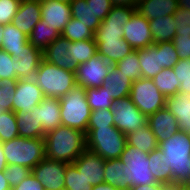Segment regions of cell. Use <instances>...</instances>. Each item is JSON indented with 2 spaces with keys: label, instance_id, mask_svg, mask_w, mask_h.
<instances>
[{
  "label": "cell",
  "instance_id": "ffe728a7",
  "mask_svg": "<svg viewBox=\"0 0 190 190\" xmlns=\"http://www.w3.org/2000/svg\"><path fill=\"white\" fill-rule=\"evenodd\" d=\"M41 14L40 0L22 1L11 24L29 36L41 20Z\"/></svg>",
  "mask_w": 190,
  "mask_h": 190
},
{
  "label": "cell",
  "instance_id": "f35d334b",
  "mask_svg": "<svg viewBox=\"0 0 190 190\" xmlns=\"http://www.w3.org/2000/svg\"><path fill=\"white\" fill-rule=\"evenodd\" d=\"M115 66L133 82L142 78L141 66L136 50L117 62Z\"/></svg>",
  "mask_w": 190,
  "mask_h": 190
},
{
  "label": "cell",
  "instance_id": "cb8c5ba5",
  "mask_svg": "<svg viewBox=\"0 0 190 190\" xmlns=\"http://www.w3.org/2000/svg\"><path fill=\"white\" fill-rule=\"evenodd\" d=\"M38 117L45 134L61 126L59 99L44 97L39 104Z\"/></svg>",
  "mask_w": 190,
  "mask_h": 190
},
{
  "label": "cell",
  "instance_id": "74e56055",
  "mask_svg": "<svg viewBox=\"0 0 190 190\" xmlns=\"http://www.w3.org/2000/svg\"><path fill=\"white\" fill-rule=\"evenodd\" d=\"M61 35L67 38L70 42L94 39V32L82 23H79V21L73 17L65 25Z\"/></svg>",
  "mask_w": 190,
  "mask_h": 190
},
{
  "label": "cell",
  "instance_id": "ba28073f",
  "mask_svg": "<svg viewBox=\"0 0 190 190\" xmlns=\"http://www.w3.org/2000/svg\"><path fill=\"white\" fill-rule=\"evenodd\" d=\"M129 97L147 117L165 107L166 97L155 86L152 79L140 78L134 81Z\"/></svg>",
  "mask_w": 190,
  "mask_h": 190
},
{
  "label": "cell",
  "instance_id": "db71d44e",
  "mask_svg": "<svg viewBox=\"0 0 190 190\" xmlns=\"http://www.w3.org/2000/svg\"><path fill=\"white\" fill-rule=\"evenodd\" d=\"M130 190H163V184L162 183H153V184H147V185H137L130 188Z\"/></svg>",
  "mask_w": 190,
  "mask_h": 190
},
{
  "label": "cell",
  "instance_id": "bcb514c9",
  "mask_svg": "<svg viewBox=\"0 0 190 190\" xmlns=\"http://www.w3.org/2000/svg\"><path fill=\"white\" fill-rule=\"evenodd\" d=\"M114 126V115L111 109L91 111L88 128H103Z\"/></svg>",
  "mask_w": 190,
  "mask_h": 190
},
{
  "label": "cell",
  "instance_id": "f546056e",
  "mask_svg": "<svg viewBox=\"0 0 190 190\" xmlns=\"http://www.w3.org/2000/svg\"><path fill=\"white\" fill-rule=\"evenodd\" d=\"M128 145L138 148L145 153H150L158 149L156 137L148 124L142 126L134 132L126 135Z\"/></svg>",
  "mask_w": 190,
  "mask_h": 190
},
{
  "label": "cell",
  "instance_id": "3957f363",
  "mask_svg": "<svg viewBox=\"0 0 190 190\" xmlns=\"http://www.w3.org/2000/svg\"><path fill=\"white\" fill-rule=\"evenodd\" d=\"M34 80L45 97L57 99L77 85L75 73L59 68L44 59L39 64Z\"/></svg>",
  "mask_w": 190,
  "mask_h": 190
},
{
  "label": "cell",
  "instance_id": "603a6c76",
  "mask_svg": "<svg viewBox=\"0 0 190 190\" xmlns=\"http://www.w3.org/2000/svg\"><path fill=\"white\" fill-rule=\"evenodd\" d=\"M133 81L124 75L115 65H112L108 75L105 77L102 87L110 94L115 101L128 97Z\"/></svg>",
  "mask_w": 190,
  "mask_h": 190
},
{
  "label": "cell",
  "instance_id": "7402d4cb",
  "mask_svg": "<svg viewBox=\"0 0 190 190\" xmlns=\"http://www.w3.org/2000/svg\"><path fill=\"white\" fill-rule=\"evenodd\" d=\"M95 43L97 45V53L111 65H115L134 51L124 38L120 40L104 39V41H95Z\"/></svg>",
  "mask_w": 190,
  "mask_h": 190
},
{
  "label": "cell",
  "instance_id": "91938a15",
  "mask_svg": "<svg viewBox=\"0 0 190 190\" xmlns=\"http://www.w3.org/2000/svg\"><path fill=\"white\" fill-rule=\"evenodd\" d=\"M0 190H11V187L5 178L4 171H0Z\"/></svg>",
  "mask_w": 190,
  "mask_h": 190
},
{
  "label": "cell",
  "instance_id": "44dd1931",
  "mask_svg": "<svg viewBox=\"0 0 190 190\" xmlns=\"http://www.w3.org/2000/svg\"><path fill=\"white\" fill-rule=\"evenodd\" d=\"M165 107L176 117L179 129L190 134V93L166 97Z\"/></svg>",
  "mask_w": 190,
  "mask_h": 190
},
{
  "label": "cell",
  "instance_id": "f5cc1de1",
  "mask_svg": "<svg viewBox=\"0 0 190 190\" xmlns=\"http://www.w3.org/2000/svg\"><path fill=\"white\" fill-rule=\"evenodd\" d=\"M176 77L190 76V58L179 59L177 64L173 67Z\"/></svg>",
  "mask_w": 190,
  "mask_h": 190
},
{
  "label": "cell",
  "instance_id": "4fadbf2b",
  "mask_svg": "<svg viewBox=\"0 0 190 190\" xmlns=\"http://www.w3.org/2000/svg\"><path fill=\"white\" fill-rule=\"evenodd\" d=\"M123 38L134 49L146 48L153 44L149 20L135 11L130 20L124 25Z\"/></svg>",
  "mask_w": 190,
  "mask_h": 190
},
{
  "label": "cell",
  "instance_id": "9a60e30c",
  "mask_svg": "<svg viewBox=\"0 0 190 190\" xmlns=\"http://www.w3.org/2000/svg\"><path fill=\"white\" fill-rule=\"evenodd\" d=\"M105 162L97 153L86 148L72 164L90 185L96 186L104 182Z\"/></svg>",
  "mask_w": 190,
  "mask_h": 190
},
{
  "label": "cell",
  "instance_id": "d6a6232c",
  "mask_svg": "<svg viewBox=\"0 0 190 190\" xmlns=\"http://www.w3.org/2000/svg\"><path fill=\"white\" fill-rule=\"evenodd\" d=\"M70 8L72 17L76 18L79 23H82L93 32L98 29L101 20L95 16L91 5H88L86 0H73L70 3Z\"/></svg>",
  "mask_w": 190,
  "mask_h": 190
},
{
  "label": "cell",
  "instance_id": "5b68a950",
  "mask_svg": "<svg viewBox=\"0 0 190 190\" xmlns=\"http://www.w3.org/2000/svg\"><path fill=\"white\" fill-rule=\"evenodd\" d=\"M59 101L62 125L86 134L91 116V108L86 100V89L76 85Z\"/></svg>",
  "mask_w": 190,
  "mask_h": 190
},
{
  "label": "cell",
  "instance_id": "681fc988",
  "mask_svg": "<svg viewBox=\"0 0 190 190\" xmlns=\"http://www.w3.org/2000/svg\"><path fill=\"white\" fill-rule=\"evenodd\" d=\"M86 2L91 5L95 16L101 21L105 19L114 6L111 0H86Z\"/></svg>",
  "mask_w": 190,
  "mask_h": 190
},
{
  "label": "cell",
  "instance_id": "f6af8a7d",
  "mask_svg": "<svg viewBox=\"0 0 190 190\" xmlns=\"http://www.w3.org/2000/svg\"><path fill=\"white\" fill-rule=\"evenodd\" d=\"M158 53H160L162 69L173 68L179 60L172 41L158 43Z\"/></svg>",
  "mask_w": 190,
  "mask_h": 190
},
{
  "label": "cell",
  "instance_id": "b9f144b4",
  "mask_svg": "<svg viewBox=\"0 0 190 190\" xmlns=\"http://www.w3.org/2000/svg\"><path fill=\"white\" fill-rule=\"evenodd\" d=\"M0 77L2 81H17L16 59L0 49Z\"/></svg>",
  "mask_w": 190,
  "mask_h": 190
},
{
  "label": "cell",
  "instance_id": "7a4b0ae2",
  "mask_svg": "<svg viewBox=\"0 0 190 190\" xmlns=\"http://www.w3.org/2000/svg\"><path fill=\"white\" fill-rule=\"evenodd\" d=\"M162 162L170 166L173 182L190 183V134L179 130L159 143Z\"/></svg>",
  "mask_w": 190,
  "mask_h": 190
},
{
  "label": "cell",
  "instance_id": "f1b7e54d",
  "mask_svg": "<svg viewBox=\"0 0 190 190\" xmlns=\"http://www.w3.org/2000/svg\"><path fill=\"white\" fill-rule=\"evenodd\" d=\"M153 44L172 41L176 35V23L173 15L149 20Z\"/></svg>",
  "mask_w": 190,
  "mask_h": 190
},
{
  "label": "cell",
  "instance_id": "8d00e7d4",
  "mask_svg": "<svg viewBox=\"0 0 190 190\" xmlns=\"http://www.w3.org/2000/svg\"><path fill=\"white\" fill-rule=\"evenodd\" d=\"M86 100L91 111L111 109L114 102L110 94L106 91V88L102 86L99 88L86 89Z\"/></svg>",
  "mask_w": 190,
  "mask_h": 190
},
{
  "label": "cell",
  "instance_id": "7dc6e473",
  "mask_svg": "<svg viewBox=\"0 0 190 190\" xmlns=\"http://www.w3.org/2000/svg\"><path fill=\"white\" fill-rule=\"evenodd\" d=\"M31 174V169L21 165H7L4 170L5 178L7 179L11 189L19 185L26 177Z\"/></svg>",
  "mask_w": 190,
  "mask_h": 190
},
{
  "label": "cell",
  "instance_id": "2e32d148",
  "mask_svg": "<svg viewBox=\"0 0 190 190\" xmlns=\"http://www.w3.org/2000/svg\"><path fill=\"white\" fill-rule=\"evenodd\" d=\"M40 7L41 19L45 24L62 33L72 18L70 4L57 0H40Z\"/></svg>",
  "mask_w": 190,
  "mask_h": 190
},
{
  "label": "cell",
  "instance_id": "277c9868",
  "mask_svg": "<svg viewBox=\"0 0 190 190\" xmlns=\"http://www.w3.org/2000/svg\"><path fill=\"white\" fill-rule=\"evenodd\" d=\"M7 165H21L33 169L46 158L44 138H25L18 136L3 142Z\"/></svg>",
  "mask_w": 190,
  "mask_h": 190
},
{
  "label": "cell",
  "instance_id": "ab89813d",
  "mask_svg": "<svg viewBox=\"0 0 190 190\" xmlns=\"http://www.w3.org/2000/svg\"><path fill=\"white\" fill-rule=\"evenodd\" d=\"M19 136L16 116L13 111L0 115V141L6 142Z\"/></svg>",
  "mask_w": 190,
  "mask_h": 190
},
{
  "label": "cell",
  "instance_id": "680465c9",
  "mask_svg": "<svg viewBox=\"0 0 190 190\" xmlns=\"http://www.w3.org/2000/svg\"><path fill=\"white\" fill-rule=\"evenodd\" d=\"M6 167L7 161L4 155L3 143L0 141V171H4Z\"/></svg>",
  "mask_w": 190,
  "mask_h": 190
},
{
  "label": "cell",
  "instance_id": "1f68e13d",
  "mask_svg": "<svg viewBox=\"0 0 190 190\" xmlns=\"http://www.w3.org/2000/svg\"><path fill=\"white\" fill-rule=\"evenodd\" d=\"M60 35L59 31L45 24V21L41 19L32 29L28 40L34 47L44 51Z\"/></svg>",
  "mask_w": 190,
  "mask_h": 190
},
{
  "label": "cell",
  "instance_id": "d4e9b609",
  "mask_svg": "<svg viewBox=\"0 0 190 190\" xmlns=\"http://www.w3.org/2000/svg\"><path fill=\"white\" fill-rule=\"evenodd\" d=\"M39 104L30 112H15L19 136L44 138L45 133L38 117Z\"/></svg>",
  "mask_w": 190,
  "mask_h": 190
},
{
  "label": "cell",
  "instance_id": "816d5d0a",
  "mask_svg": "<svg viewBox=\"0 0 190 190\" xmlns=\"http://www.w3.org/2000/svg\"><path fill=\"white\" fill-rule=\"evenodd\" d=\"M11 190H45L39 180H37L31 173L19 185L13 187Z\"/></svg>",
  "mask_w": 190,
  "mask_h": 190
},
{
  "label": "cell",
  "instance_id": "4316f807",
  "mask_svg": "<svg viewBox=\"0 0 190 190\" xmlns=\"http://www.w3.org/2000/svg\"><path fill=\"white\" fill-rule=\"evenodd\" d=\"M136 51L139 57L142 78L153 79L162 70L158 44H152Z\"/></svg>",
  "mask_w": 190,
  "mask_h": 190
},
{
  "label": "cell",
  "instance_id": "c3c4849f",
  "mask_svg": "<svg viewBox=\"0 0 190 190\" xmlns=\"http://www.w3.org/2000/svg\"><path fill=\"white\" fill-rule=\"evenodd\" d=\"M20 1L18 0H0V24L6 25L12 23L16 15Z\"/></svg>",
  "mask_w": 190,
  "mask_h": 190
},
{
  "label": "cell",
  "instance_id": "8992f818",
  "mask_svg": "<svg viewBox=\"0 0 190 190\" xmlns=\"http://www.w3.org/2000/svg\"><path fill=\"white\" fill-rule=\"evenodd\" d=\"M86 148L97 153L103 159H119L124 151L126 135L115 126L87 128Z\"/></svg>",
  "mask_w": 190,
  "mask_h": 190
},
{
  "label": "cell",
  "instance_id": "d6986e66",
  "mask_svg": "<svg viewBox=\"0 0 190 190\" xmlns=\"http://www.w3.org/2000/svg\"><path fill=\"white\" fill-rule=\"evenodd\" d=\"M42 59L43 51L28 42L16 59L17 80L33 79Z\"/></svg>",
  "mask_w": 190,
  "mask_h": 190
},
{
  "label": "cell",
  "instance_id": "ee69618b",
  "mask_svg": "<svg viewBox=\"0 0 190 190\" xmlns=\"http://www.w3.org/2000/svg\"><path fill=\"white\" fill-rule=\"evenodd\" d=\"M16 81H3L0 86V115L6 111H13Z\"/></svg>",
  "mask_w": 190,
  "mask_h": 190
},
{
  "label": "cell",
  "instance_id": "11a10c76",
  "mask_svg": "<svg viewBox=\"0 0 190 190\" xmlns=\"http://www.w3.org/2000/svg\"><path fill=\"white\" fill-rule=\"evenodd\" d=\"M180 81L179 92L190 93V76L189 77H177Z\"/></svg>",
  "mask_w": 190,
  "mask_h": 190
},
{
  "label": "cell",
  "instance_id": "e7e4bbea",
  "mask_svg": "<svg viewBox=\"0 0 190 190\" xmlns=\"http://www.w3.org/2000/svg\"><path fill=\"white\" fill-rule=\"evenodd\" d=\"M183 190H190V183L183 184Z\"/></svg>",
  "mask_w": 190,
  "mask_h": 190
},
{
  "label": "cell",
  "instance_id": "94428289",
  "mask_svg": "<svg viewBox=\"0 0 190 190\" xmlns=\"http://www.w3.org/2000/svg\"><path fill=\"white\" fill-rule=\"evenodd\" d=\"M91 190H117V188L115 186H111L110 184L103 182L96 186H92Z\"/></svg>",
  "mask_w": 190,
  "mask_h": 190
},
{
  "label": "cell",
  "instance_id": "ac0fdd59",
  "mask_svg": "<svg viewBox=\"0 0 190 190\" xmlns=\"http://www.w3.org/2000/svg\"><path fill=\"white\" fill-rule=\"evenodd\" d=\"M147 124L155 135L158 144L169 139L180 130L176 117L166 107L150 115Z\"/></svg>",
  "mask_w": 190,
  "mask_h": 190
},
{
  "label": "cell",
  "instance_id": "6f0895ef",
  "mask_svg": "<svg viewBox=\"0 0 190 190\" xmlns=\"http://www.w3.org/2000/svg\"><path fill=\"white\" fill-rule=\"evenodd\" d=\"M163 190H183V183L168 182L163 184Z\"/></svg>",
  "mask_w": 190,
  "mask_h": 190
},
{
  "label": "cell",
  "instance_id": "52a82bcc",
  "mask_svg": "<svg viewBox=\"0 0 190 190\" xmlns=\"http://www.w3.org/2000/svg\"><path fill=\"white\" fill-rule=\"evenodd\" d=\"M148 154L126 143L119 160L126 169V183L130 186L157 183L150 171Z\"/></svg>",
  "mask_w": 190,
  "mask_h": 190
},
{
  "label": "cell",
  "instance_id": "8fae6325",
  "mask_svg": "<svg viewBox=\"0 0 190 190\" xmlns=\"http://www.w3.org/2000/svg\"><path fill=\"white\" fill-rule=\"evenodd\" d=\"M112 65L98 53L85 63L79 64L76 76V84L85 89L99 88L103 85Z\"/></svg>",
  "mask_w": 190,
  "mask_h": 190
},
{
  "label": "cell",
  "instance_id": "30bf717a",
  "mask_svg": "<svg viewBox=\"0 0 190 190\" xmlns=\"http://www.w3.org/2000/svg\"><path fill=\"white\" fill-rule=\"evenodd\" d=\"M136 8L129 6L114 5L105 17L98 29L94 32V41H104V39L120 40L124 35V25L130 20Z\"/></svg>",
  "mask_w": 190,
  "mask_h": 190
},
{
  "label": "cell",
  "instance_id": "003e7915",
  "mask_svg": "<svg viewBox=\"0 0 190 190\" xmlns=\"http://www.w3.org/2000/svg\"><path fill=\"white\" fill-rule=\"evenodd\" d=\"M2 82H3V81H2V79H1V77H0V86L2 85Z\"/></svg>",
  "mask_w": 190,
  "mask_h": 190
},
{
  "label": "cell",
  "instance_id": "d590c367",
  "mask_svg": "<svg viewBox=\"0 0 190 190\" xmlns=\"http://www.w3.org/2000/svg\"><path fill=\"white\" fill-rule=\"evenodd\" d=\"M68 51H70L72 60H75L79 65L87 62L92 56L97 54V45L94 39L70 42Z\"/></svg>",
  "mask_w": 190,
  "mask_h": 190
},
{
  "label": "cell",
  "instance_id": "484cf974",
  "mask_svg": "<svg viewBox=\"0 0 190 190\" xmlns=\"http://www.w3.org/2000/svg\"><path fill=\"white\" fill-rule=\"evenodd\" d=\"M177 9V0H139L136 7V11L148 20L173 15Z\"/></svg>",
  "mask_w": 190,
  "mask_h": 190
},
{
  "label": "cell",
  "instance_id": "9f6ffc18",
  "mask_svg": "<svg viewBox=\"0 0 190 190\" xmlns=\"http://www.w3.org/2000/svg\"><path fill=\"white\" fill-rule=\"evenodd\" d=\"M113 5H117V6H129V7H133L136 8L139 0H111Z\"/></svg>",
  "mask_w": 190,
  "mask_h": 190
},
{
  "label": "cell",
  "instance_id": "4dcf8cb0",
  "mask_svg": "<svg viewBox=\"0 0 190 190\" xmlns=\"http://www.w3.org/2000/svg\"><path fill=\"white\" fill-rule=\"evenodd\" d=\"M104 182L115 186L117 190H130L126 183V169L119 159H108L104 165Z\"/></svg>",
  "mask_w": 190,
  "mask_h": 190
},
{
  "label": "cell",
  "instance_id": "7bdbcfd3",
  "mask_svg": "<svg viewBox=\"0 0 190 190\" xmlns=\"http://www.w3.org/2000/svg\"><path fill=\"white\" fill-rule=\"evenodd\" d=\"M172 43L179 59L190 58V29H176V35Z\"/></svg>",
  "mask_w": 190,
  "mask_h": 190
},
{
  "label": "cell",
  "instance_id": "60d3db41",
  "mask_svg": "<svg viewBox=\"0 0 190 190\" xmlns=\"http://www.w3.org/2000/svg\"><path fill=\"white\" fill-rule=\"evenodd\" d=\"M65 188L68 190H91L92 185L82 174H79L72 163H69L65 169Z\"/></svg>",
  "mask_w": 190,
  "mask_h": 190
},
{
  "label": "cell",
  "instance_id": "03108f58",
  "mask_svg": "<svg viewBox=\"0 0 190 190\" xmlns=\"http://www.w3.org/2000/svg\"><path fill=\"white\" fill-rule=\"evenodd\" d=\"M57 1L64 2V3H67V4H70L73 0H57Z\"/></svg>",
  "mask_w": 190,
  "mask_h": 190
},
{
  "label": "cell",
  "instance_id": "9c48e42d",
  "mask_svg": "<svg viewBox=\"0 0 190 190\" xmlns=\"http://www.w3.org/2000/svg\"><path fill=\"white\" fill-rule=\"evenodd\" d=\"M114 126L125 135L136 131L148 122V117L140 112L130 97L115 100L111 107Z\"/></svg>",
  "mask_w": 190,
  "mask_h": 190
},
{
  "label": "cell",
  "instance_id": "83f0119b",
  "mask_svg": "<svg viewBox=\"0 0 190 190\" xmlns=\"http://www.w3.org/2000/svg\"><path fill=\"white\" fill-rule=\"evenodd\" d=\"M28 42V36L17 27L11 23L4 25L2 50H5L12 57L18 59V54Z\"/></svg>",
  "mask_w": 190,
  "mask_h": 190
},
{
  "label": "cell",
  "instance_id": "e575fe53",
  "mask_svg": "<svg viewBox=\"0 0 190 190\" xmlns=\"http://www.w3.org/2000/svg\"><path fill=\"white\" fill-rule=\"evenodd\" d=\"M149 168L156 182L165 184L173 182V174L170 166H166L161 158V151L159 149L148 154Z\"/></svg>",
  "mask_w": 190,
  "mask_h": 190
},
{
  "label": "cell",
  "instance_id": "be15d7a7",
  "mask_svg": "<svg viewBox=\"0 0 190 190\" xmlns=\"http://www.w3.org/2000/svg\"><path fill=\"white\" fill-rule=\"evenodd\" d=\"M3 31H4V25L0 24V49H2Z\"/></svg>",
  "mask_w": 190,
  "mask_h": 190
},
{
  "label": "cell",
  "instance_id": "e0dca14e",
  "mask_svg": "<svg viewBox=\"0 0 190 190\" xmlns=\"http://www.w3.org/2000/svg\"><path fill=\"white\" fill-rule=\"evenodd\" d=\"M69 46L70 41L60 35L43 51V59L59 68L76 73L78 63L72 60L68 51Z\"/></svg>",
  "mask_w": 190,
  "mask_h": 190
},
{
  "label": "cell",
  "instance_id": "7c38bea8",
  "mask_svg": "<svg viewBox=\"0 0 190 190\" xmlns=\"http://www.w3.org/2000/svg\"><path fill=\"white\" fill-rule=\"evenodd\" d=\"M69 163L44 158L32 170L45 190L65 188V169Z\"/></svg>",
  "mask_w": 190,
  "mask_h": 190
},
{
  "label": "cell",
  "instance_id": "6125c7cd",
  "mask_svg": "<svg viewBox=\"0 0 190 190\" xmlns=\"http://www.w3.org/2000/svg\"><path fill=\"white\" fill-rule=\"evenodd\" d=\"M178 8H184L190 10V0H177Z\"/></svg>",
  "mask_w": 190,
  "mask_h": 190
},
{
  "label": "cell",
  "instance_id": "f907efd6",
  "mask_svg": "<svg viewBox=\"0 0 190 190\" xmlns=\"http://www.w3.org/2000/svg\"><path fill=\"white\" fill-rule=\"evenodd\" d=\"M176 29H190V10L178 8L173 14Z\"/></svg>",
  "mask_w": 190,
  "mask_h": 190
},
{
  "label": "cell",
  "instance_id": "5bb4252c",
  "mask_svg": "<svg viewBox=\"0 0 190 190\" xmlns=\"http://www.w3.org/2000/svg\"><path fill=\"white\" fill-rule=\"evenodd\" d=\"M13 98V112H30L45 97L34 78L17 80Z\"/></svg>",
  "mask_w": 190,
  "mask_h": 190
},
{
  "label": "cell",
  "instance_id": "836d02e7",
  "mask_svg": "<svg viewBox=\"0 0 190 190\" xmlns=\"http://www.w3.org/2000/svg\"><path fill=\"white\" fill-rule=\"evenodd\" d=\"M152 81L165 97L176 95L179 92L180 81L173 68L162 69Z\"/></svg>",
  "mask_w": 190,
  "mask_h": 190
},
{
  "label": "cell",
  "instance_id": "6da1fadb",
  "mask_svg": "<svg viewBox=\"0 0 190 190\" xmlns=\"http://www.w3.org/2000/svg\"><path fill=\"white\" fill-rule=\"evenodd\" d=\"M44 140L50 160L73 163L86 149L85 133L63 125L45 134Z\"/></svg>",
  "mask_w": 190,
  "mask_h": 190
}]
</instances>
